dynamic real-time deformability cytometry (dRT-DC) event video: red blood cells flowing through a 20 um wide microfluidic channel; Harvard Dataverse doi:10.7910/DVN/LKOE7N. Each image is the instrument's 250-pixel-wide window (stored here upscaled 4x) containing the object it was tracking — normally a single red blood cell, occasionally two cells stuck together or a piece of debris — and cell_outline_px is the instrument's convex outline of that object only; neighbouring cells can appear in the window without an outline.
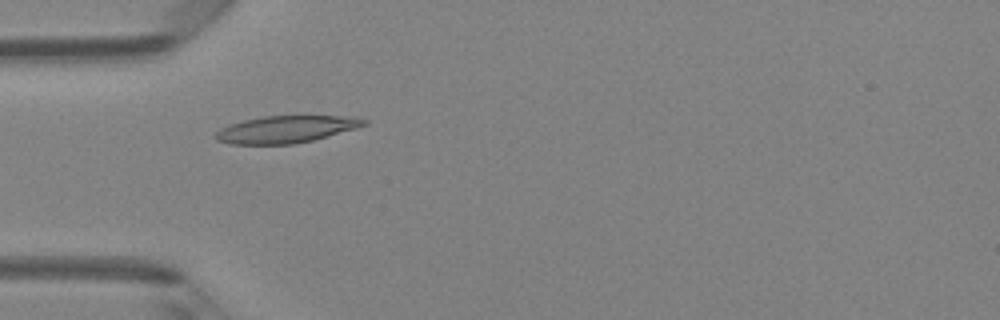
{"species": "Egyptian fruit bat (a non-hibernating species)", "species_latin": "Rousettus aegyptiacus", "temperature_condition": "room temperature", "stored_images_in_passage": 30, "camera_frame_rate_fps": 3000, "um_per_image_px": 0.085, "animal": {"sex": "female"}, "frame": {"image": 1, "passage_image": 1, "time_ms": 0.0, "image_size_px": [1000, 320], "cell_outline_px": [[368, 124], [356, 128], [312, 140], [292, 144], [228, 144], [216, 140], [212, 136], [220, 128], [228, 124], [244, 120], [264, 116], [360, 116], [368, 120]], "centroid_in_image_um": [24.3, 10.98], "position_along_channel_um": 60.7, "area_um2": 23.58}}
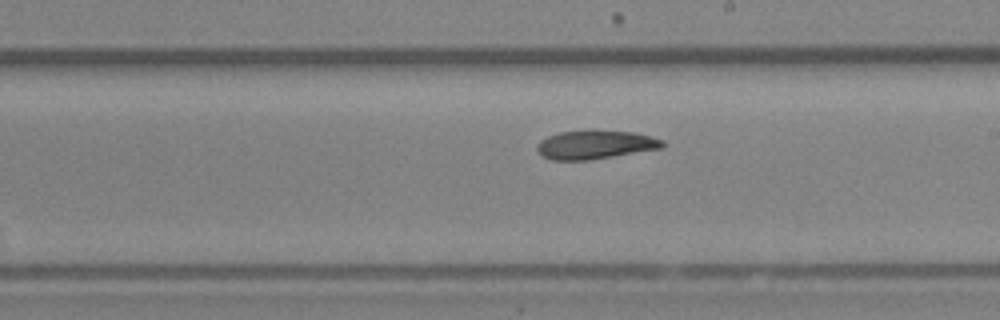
{"frame": {"image": 2, "passage_image": 14, "time_ms": 4.333, "image_size_px": [1000, 320], "cell_outline_px": [[664, 148], [588, 160], [552, 160], [544, 156], [536, 148], [540, 140], [548, 136], [560, 132], [584, 128], [592, 128], [632, 132], [652, 136], [664, 140]], "centroid_in_image_um": [50.62, 12.26], "position_along_channel_um": 238.4, "area_um2": 21.5}}
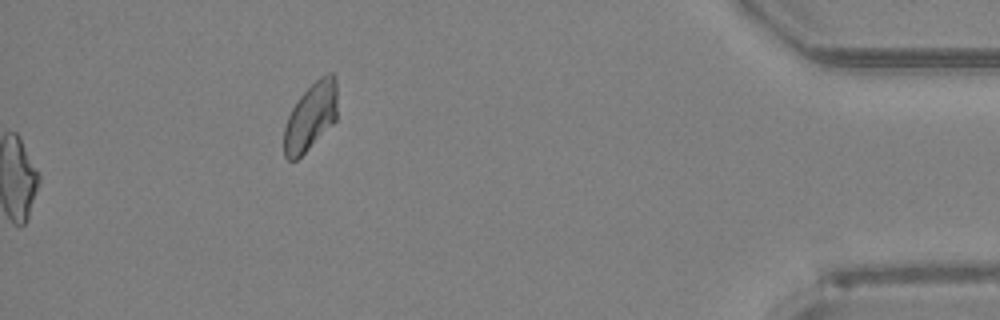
{"frame": {"image": 3, "passage_image": 30, "time_ms": 9.667, "image_size_px": [1000, 320], "cell_outline_px": [[336, 120], [296, 160], [288, 160], [284, 156], [284, 128], [288, 116], [296, 100], [320, 76], [328, 72], [332, 72], [336, 76]], "centroid_in_image_um": [26.4, 9.88], "position_along_channel_um": 408.8, "area_um2": 20.75}, "authors_computed_cell_mechanics": {"area_um2": 21.2704, "velocity_mm_per_s": 4.1631, "shape_relaxation_time_tau1_ms": 7.2168, "shape_relaxation_time_tau2_ms": 2.7589, "deformation_change_tau1": 0.1704, "deformation_change_tau2": 0.0776}}